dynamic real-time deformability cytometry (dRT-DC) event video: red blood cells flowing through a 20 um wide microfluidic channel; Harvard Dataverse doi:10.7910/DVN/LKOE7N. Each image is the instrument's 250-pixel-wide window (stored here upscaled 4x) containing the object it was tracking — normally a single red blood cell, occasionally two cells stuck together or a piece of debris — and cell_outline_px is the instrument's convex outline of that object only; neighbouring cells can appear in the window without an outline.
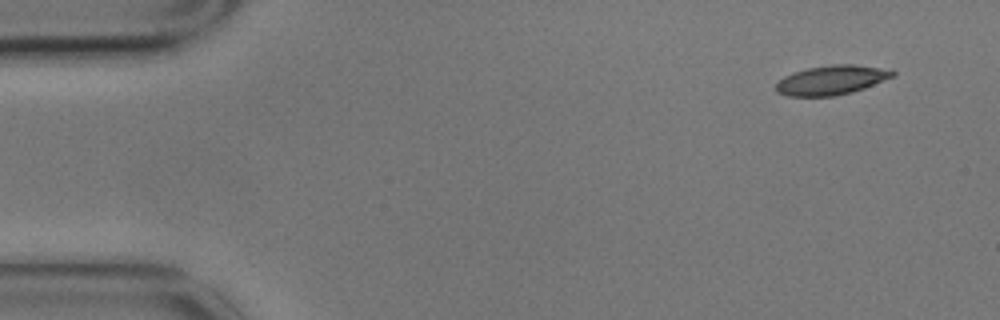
{"species": "common noctule bat (a hibernating species)", "species_latin": "Nyctalus noctula", "temperature_condition": "cold", "stored_images_in_passage": 4, "camera_frame_rate_fps": 3000, "um_per_image_px": 0.085, "animal": {"sex": "male", "body_mass_g": 17.9}, "frame": {"image": 1, "passage_image": 1, "time_ms": 0.0, "image_size_px": [1000, 320], "cell_outline_px": [[896, 76], [864, 88], [852, 92], [832, 96], [788, 96], [776, 92], [776, 84], [784, 76], [792, 72], [808, 68], [832, 64], [852, 64], [892, 68], [896, 72]], "centroid_in_image_um": [70.74, 6.79], "position_along_channel_um": 14.3, "area_um2": 20.23}}
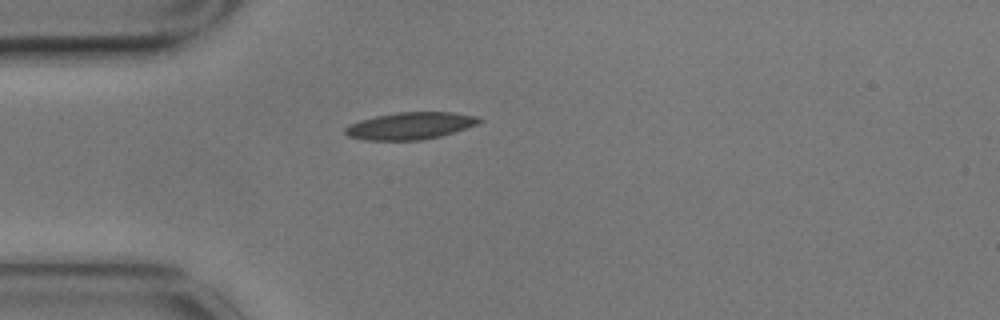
{"frame": {"image": 2, "passage_image": 4, "time_ms": 1.0, "image_size_px": [1000, 320], "cell_outline_px": [[484, 120], [476, 124], [440, 136], [424, 140], [364, 140], [348, 136], [344, 132], [344, 128], [348, 124], [360, 120], [376, 116], [400, 112], [452, 112], [476, 116]], "centroid_in_image_um": [34.82, 10.69], "position_along_channel_um": 50.2, "area_um2": 21.04}}